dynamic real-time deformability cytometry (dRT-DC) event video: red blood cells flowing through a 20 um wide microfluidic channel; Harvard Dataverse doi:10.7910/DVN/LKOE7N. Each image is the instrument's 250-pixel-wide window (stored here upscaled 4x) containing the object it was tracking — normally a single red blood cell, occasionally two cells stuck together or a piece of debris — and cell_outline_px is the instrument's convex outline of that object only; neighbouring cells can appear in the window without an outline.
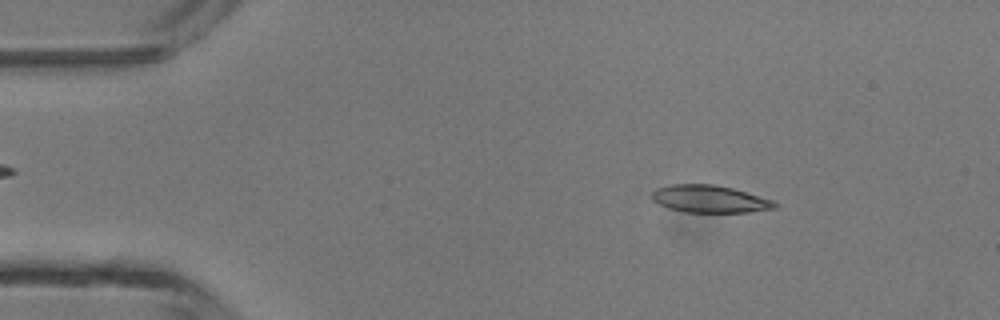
{"species": "common noctule bat (a hibernating species)", "species_latin": "Nyctalus noctula", "temperature_condition": "room temperature", "stored_images_in_passage": 10, "camera_frame_rate_fps": 3000, "um_per_image_px": 0.085, "animal": {"sex": "male", "body_mass_g": 13.3}, "frame": {"image": 1, "passage_image": 6, "time_ms": 1.667, "image_size_px": [1000, 320], "cell_outline_px": [[780, 204], [776, 208], [748, 212], [684, 212], [668, 208], [652, 200], [652, 192], [656, 188], [668, 184], [716, 184], [732, 188], [772, 200]], "centroid_in_image_um": [60.3, 16.91], "position_along_channel_um": 24.7, "area_um2": 19.65}}